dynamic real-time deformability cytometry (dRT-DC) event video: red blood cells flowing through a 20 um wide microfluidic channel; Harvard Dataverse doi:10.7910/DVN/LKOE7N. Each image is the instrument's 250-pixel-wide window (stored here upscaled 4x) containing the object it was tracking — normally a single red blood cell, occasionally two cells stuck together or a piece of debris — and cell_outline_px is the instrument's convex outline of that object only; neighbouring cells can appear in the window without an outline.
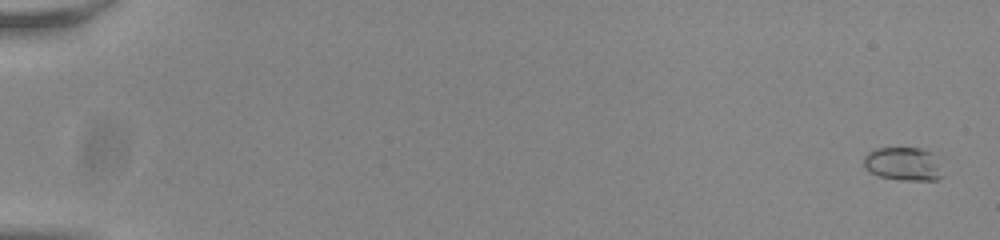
{"species": "common noctule bat (a hibernating species)", "species_latin": "Nyctalus noctula", "temperature_condition": "room temperature", "stored_images_in_passage": 56, "camera_frame_rate_fps": 3000, "um_per_image_px": 0.085, "animal": {"sex": "male", "body_mass_g": 20.0, "forearm_length_mm": 53.3}, "frame": {"image": 1, "passage_image": 2, "time_ms": 0.333, "image_size_px": [1000, 240], "cell_outline_px": [[944, 176], [936, 180], [900, 180], [880, 176], [872, 172], [864, 164], [864, 156], [868, 152], [876, 148], [924, 148], [928, 152]], "centroid_in_image_um": [76.74, 13.94], "position_along_channel_um": 8.3, "area_um2": 14.85}}
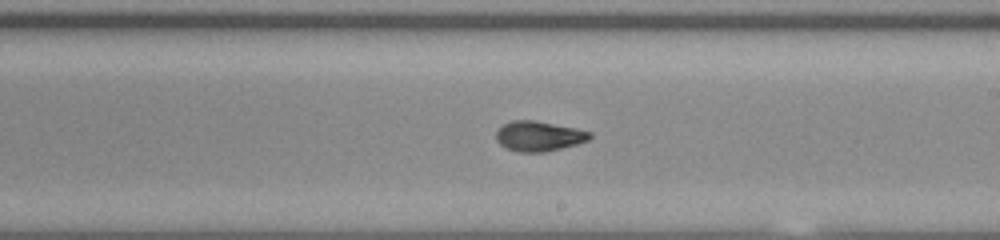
{"frame": {"image": 2, "passage_image": 35, "time_ms": 11.333, "image_size_px": [1000, 240], "cell_outline_px": [[592, 136], [588, 140], [576, 144], [544, 152], [516, 152], [500, 144], [496, 140], [496, 132], [504, 124], [512, 120], [536, 120], [576, 128], [592, 132]], "centroid_in_image_um": [45.8, 11.56], "position_along_channel_um": 243.2, "area_um2": 16.36}}
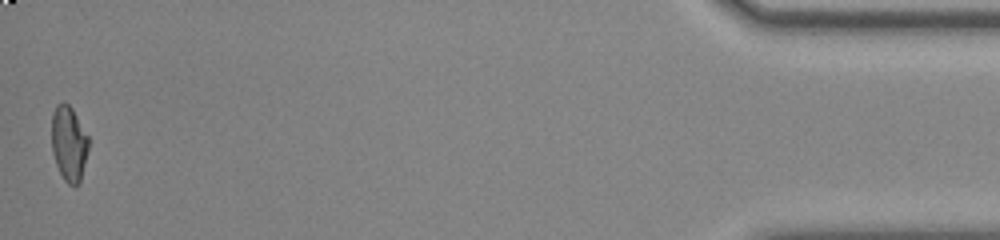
{"frame": {"image": 3, "passage_image": 56, "time_ms": 18.333, "image_size_px": [1000, 240], "cell_outline_px": [[88, 148], [80, 184], [68, 184], [64, 180], [56, 164], [52, 152], [52, 112], [56, 104], [64, 100], [72, 108], [88, 136]], "centroid_in_image_um": [5.84, 12.16], "position_along_channel_um": 429.4, "area_um2": 16.18}, "authors_computed_cell_mechanics": {"area_um2": 16.1262, "velocity_mm_per_s": 3.8201, "shape_relaxation_time_tau1_ms": 4.2962, "shape_relaxation_time_tau2_ms": 2.1696, "deformation_change_tau1": 0.1661, "deformation_change_tau2": 0.0475}}